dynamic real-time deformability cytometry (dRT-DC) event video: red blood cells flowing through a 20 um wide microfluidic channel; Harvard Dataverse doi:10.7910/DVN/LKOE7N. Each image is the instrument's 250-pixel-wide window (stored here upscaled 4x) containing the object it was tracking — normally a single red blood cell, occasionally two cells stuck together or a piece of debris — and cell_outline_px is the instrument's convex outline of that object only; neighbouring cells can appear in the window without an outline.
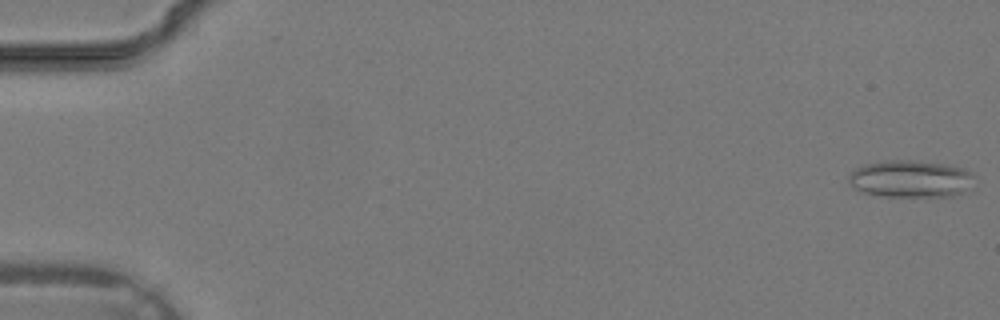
{"species": "common noctule bat (a hibernating species)", "species_latin": "Nyctalus noctula", "temperature_condition": "warm", "stored_images_in_passage": 17, "camera_frame_rate_fps": 3000, "um_per_image_px": 0.085, "animal": {"sex": "male", "body_mass_g": 19.2, "forearm_length_mm": 51.8}, "frame": {"image": 1, "passage_image": 1, "time_ms": 0.0, "image_size_px": [1000, 320], "cell_outline_px": [[976, 176], [960, 192], [952, 196], [880, 196], [864, 192], [856, 188], [848, 180], [848, 176], [856, 168], [864, 164], [884, 160], [912, 160], [940, 164], [964, 168], [972, 172]], "centroid_in_image_um": [77.36, 15.19], "position_along_channel_um": 7.6, "area_um2": 26.76}}
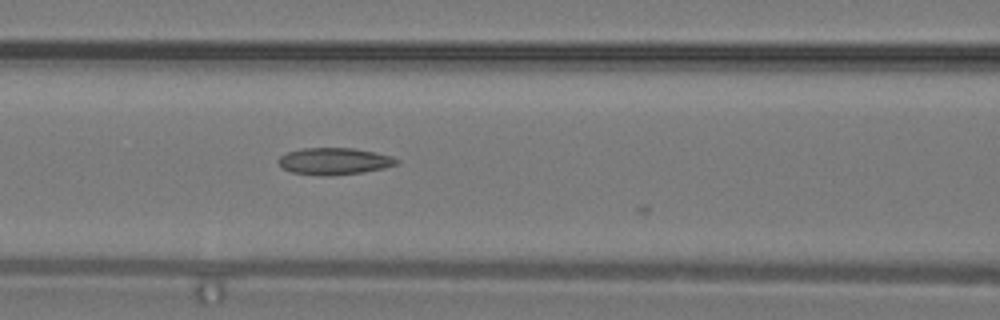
{"frame": {"image": 2, "passage_image": 16, "time_ms": 5.0, "image_size_px": [1000, 320], "cell_outline_px": [[400, 160], [396, 164], [384, 168], [364, 172], [328, 176], [324, 176], [292, 172], [284, 168], [276, 160], [280, 156], [288, 152], [300, 148], [352, 148], [376, 152], [392, 156]], "centroid_in_image_um": [28.42, 13.7], "position_along_channel_um": 138.2, "area_um2": 18.5}}